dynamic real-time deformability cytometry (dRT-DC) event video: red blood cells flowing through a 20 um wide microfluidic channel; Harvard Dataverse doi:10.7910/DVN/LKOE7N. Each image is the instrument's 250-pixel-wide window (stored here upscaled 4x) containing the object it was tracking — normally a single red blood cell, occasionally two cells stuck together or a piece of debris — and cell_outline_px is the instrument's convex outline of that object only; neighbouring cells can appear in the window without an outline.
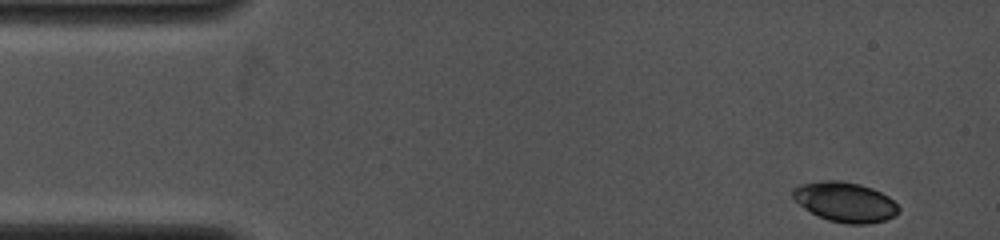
{"species": "common noctule bat (a hibernating species)", "species_latin": "Nyctalus noctula", "temperature_condition": "cold", "stored_images_in_passage": 7, "camera_frame_rate_fps": 4000, "um_per_image_px": 0.085, "animal": {"sex": "female", "body_mass_g": 19.0, "forearm_length_mm": 53.3}, "frame": {"image": 1, "passage_image": 1, "time_ms": 0.0, "image_size_px": [1000, 240], "cell_outline_px": [[900, 212], [896, 216], [884, 220], [868, 224], [848, 224], [828, 220], [804, 208], [792, 196], [792, 188], [800, 184], [820, 180], [840, 180], [860, 184], [872, 188], [888, 196], [900, 208]], "centroid_in_image_um": [71.85, 17.16], "position_along_channel_um": 13.2, "area_um2": 24.62}}
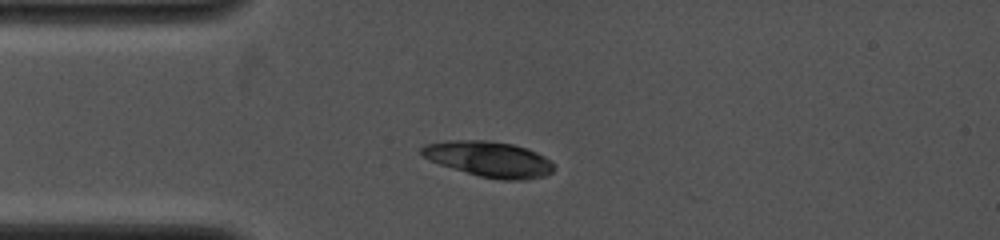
{"frame": {"image": 2, "passage_image": 6, "time_ms": 2.75, "image_size_px": [1000, 240], "cell_outline_px": [[556, 168], [552, 172], [544, 176], [524, 180], [500, 180], [480, 176], [452, 168], [428, 160], [420, 152], [420, 148], [424, 144], [452, 140], [488, 140], [512, 144], [528, 148], [552, 160]], "centroid_in_image_um": [41.6, 13.52], "position_along_channel_um": 43.4, "area_um2": 27.57}}